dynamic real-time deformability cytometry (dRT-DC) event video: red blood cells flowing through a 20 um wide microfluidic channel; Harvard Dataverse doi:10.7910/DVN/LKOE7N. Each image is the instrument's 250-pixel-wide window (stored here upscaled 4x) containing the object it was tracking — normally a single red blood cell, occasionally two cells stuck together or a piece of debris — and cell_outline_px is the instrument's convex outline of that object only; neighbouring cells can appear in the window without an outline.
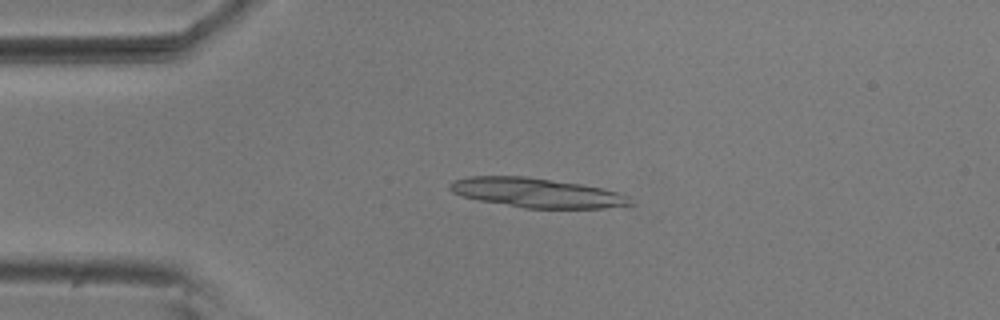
{"species": "common noctule bat (a hibernating species)", "species_latin": "Nyctalus noctula", "temperature_condition": "room temperature", "stored_images_in_passage": 21, "camera_frame_rate_fps": 3000, "um_per_image_px": 0.085, "animal": {"sex": "male", "body_mass_g": 20.5, "forearm_length_mm": 52.5}, "frame": {"image": 1, "passage_image": 12, "time_ms": 3.667, "image_size_px": [1000, 320], "cell_outline_px": [[632, 204], [604, 208], [524, 208], [480, 200], [464, 196], [452, 192], [448, 188], [448, 184], [452, 180], [468, 176], [524, 176], [580, 184], [604, 188], [628, 196]], "centroid_in_image_um": [45.58, 16.38], "position_along_channel_um": 39.4, "area_um2": 30.75}}